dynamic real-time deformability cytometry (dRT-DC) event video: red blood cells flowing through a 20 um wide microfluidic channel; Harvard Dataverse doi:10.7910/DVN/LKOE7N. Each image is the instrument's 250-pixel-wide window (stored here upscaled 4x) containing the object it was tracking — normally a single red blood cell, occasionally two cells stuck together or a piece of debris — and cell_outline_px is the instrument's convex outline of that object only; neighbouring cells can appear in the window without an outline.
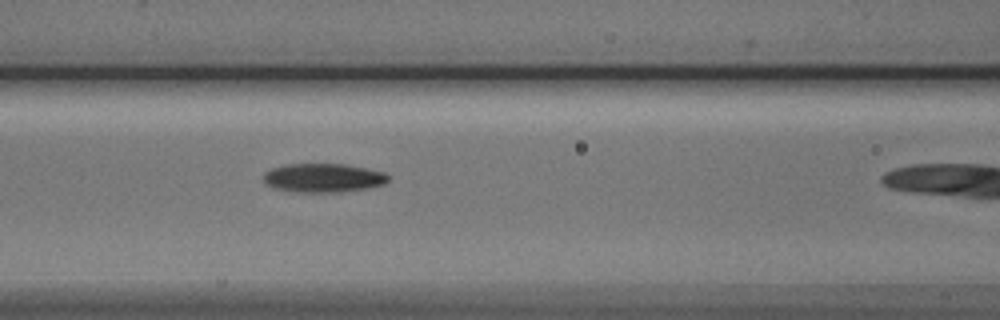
{"species": "Egyptian fruit bat (a non-hibernating species)", "species_latin": "Rousettus aegyptiacus", "temperature_condition": "cold", "stored_images_in_passage": 6, "camera_frame_rate_fps": 3000, "um_per_image_px": 0.085, "animal": {"sex": "male"}, "frame": {"image": 1, "passage_image": 5, "time_ms": 5.667, "image_size_px": [1000, 320], "cell_outline_px": [[388, 180], [384, 184], [368, 188], [340, 192], [300, 192], [272, 188], [264, 180], [264, 172], [272, 168], [288, 164], [344, 164], [368, 168], [384, 172], [388, 176]], "centroid_in_image_um": [27.49, 15.12], "position_along_channel_um": 139.1, "area_um2": 20.92}}